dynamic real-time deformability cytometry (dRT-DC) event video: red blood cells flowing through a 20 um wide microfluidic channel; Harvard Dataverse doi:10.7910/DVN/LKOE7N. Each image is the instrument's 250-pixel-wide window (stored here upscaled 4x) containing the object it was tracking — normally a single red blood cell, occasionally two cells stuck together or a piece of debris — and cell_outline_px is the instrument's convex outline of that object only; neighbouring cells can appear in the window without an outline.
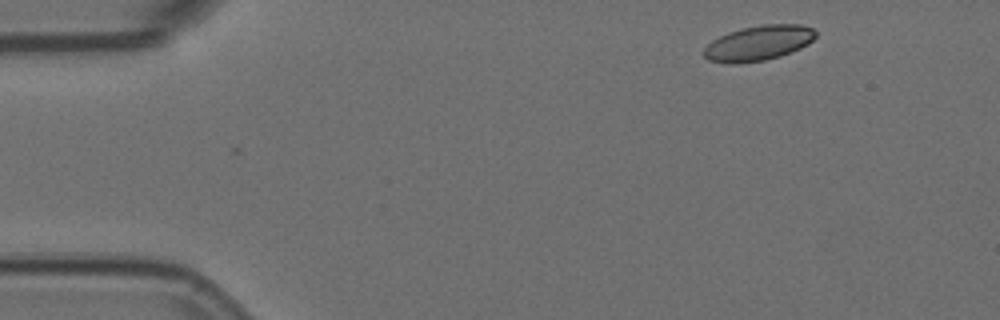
{"species": "Egyptian fruit bat (a non-hibernating species)", "species_latin": "Rousettus aegyptiacus", "temperature_condition": "room temperature", "stored_images_in_passage": 2, "camera_frame_rate_fps": 3000, "um_per_image_px": 0.085, "animal": {"sex": "female"}, "frame": {"image": 1, "passage_image": 2, "time_ms": 0.333, "image_size_px": [1000, 320], "cell_outline_px": [[816, 36], [808, 44], [800, 48], [780, 56], [764, 60], [736, 64], [728, 64], [708, 60], [704, 56], [704, 48], [712, 40], [728, 32], [740, 28], [764, 24], [800, 24], [812, 28], [816, 32]], "centroid_in_image_um": [64.45, 3.66], "position_along_channel_um": 20.5, "area_um2": 22.89}}